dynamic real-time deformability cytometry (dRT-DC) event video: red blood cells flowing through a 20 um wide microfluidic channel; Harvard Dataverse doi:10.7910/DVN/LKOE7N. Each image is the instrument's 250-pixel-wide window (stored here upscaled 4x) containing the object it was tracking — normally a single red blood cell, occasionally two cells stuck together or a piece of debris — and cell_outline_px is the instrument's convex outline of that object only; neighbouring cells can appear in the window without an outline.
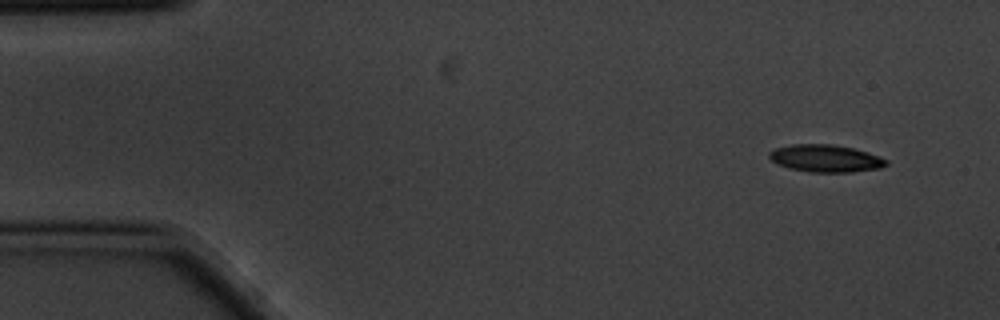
{"species": "common noctule bat (a hibernating species)", "species_latin": "Nyctalus noctula", "temperature_condition": "cold", "stored_images_in_passage": 14, "camera_frame_rate_fps": 3000, "um_per_image_px": 0.085, "animal": {"sex": "male", "body_mass_g": 20.1, "forearm_length_mm": 53.5}, "frame": {"image": 1, "passage_image": 1, "time_ms": 0.0, "image_size_px": [1000, 320], "cell_outline_px": [[888, 164], [880, 168], [852, 172], [808, 172], [788, 168], [776, 164], [768, 156], [768, 152], [776, 148], [792, 144], [832, 144], [852, 148], [868, 152], [888, 160]], "centroid_in_image_um": [70.15, 13.47], "position_along_channel_um": 14.8, "area_um2": 18.73}}
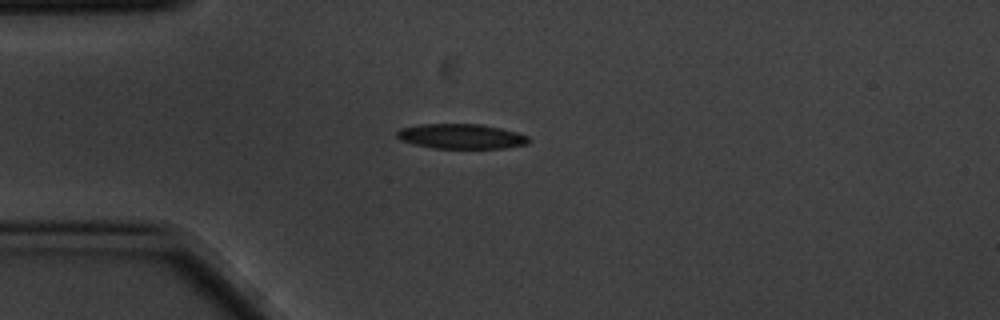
{"frame": {"image": 2, "passage_image": 3, "time_ms": 0.667, "image_size_px": [1000, 320], "cell_outline_px": [[532, 140], [528, 144], [504, 148], [432, 148], [400, 140], [396, 136], [396, 132], [400, 128], [420, 124], [480, 124], [500, 128], [516, 132], [528, 136]], "centroid_in_image_um": [39.21, 11.59], "position_along_channel_um": 45.8, "area_um2": 19.13}}
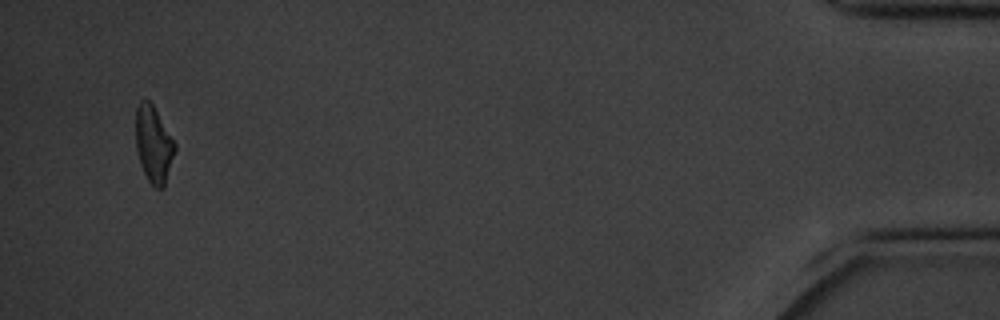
{"frame": {"image": 3, "passage_image": 14, "time_ms": 4.333, "image_size_px": [1000, 320], "cell_outline_px": [[176, 148], [164, 188], [156, 188], [148, 180], [140, 164], [136, 148], [136, 108], [140, 100], [148, 100], [152, 104], [176, 144]], "centroid_in_image_um": [13.05, 12.28], "position_along_channel_um": 422.1, "area_um2": 17.28}}